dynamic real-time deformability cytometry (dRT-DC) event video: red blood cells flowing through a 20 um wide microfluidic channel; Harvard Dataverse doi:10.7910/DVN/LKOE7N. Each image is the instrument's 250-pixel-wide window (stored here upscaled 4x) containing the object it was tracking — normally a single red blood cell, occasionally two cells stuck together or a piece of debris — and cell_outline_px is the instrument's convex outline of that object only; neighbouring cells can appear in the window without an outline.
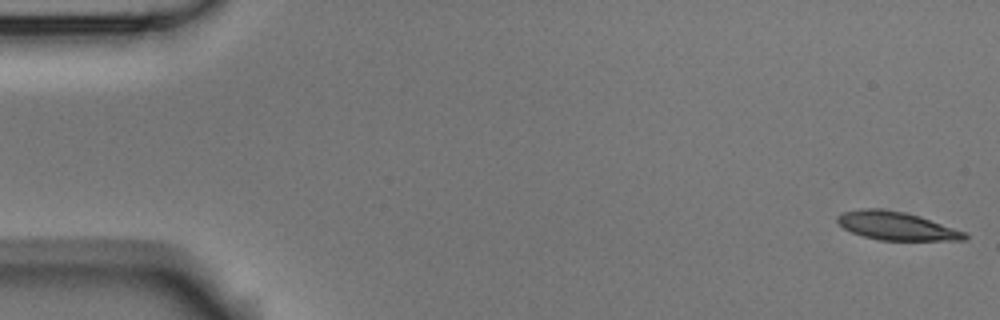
{"species": "Egyptian fruit bat (a non-hibernating species)", "species_latin": "Rousettus aegyptiacus", "temperature_condition": "room temperature", "stored_images_in_passage": 3, "camera_frame_rate_fps": 3000, "um_per_image_px": 0.085, "animal": {"sex": "male"}, "frame": {"image": 1, "passage_image": 1, "time_ms": 0.0, "image_size_px": [1000, 320], "cell_outline_px": [[968, 236], [964, 240], [880, 240], [864, 236], [852, 232], [844, 228], [836, 220], [836, 216], [844, 212], [860, 208], [880, 208], [904, 212], [920, 216], [968, 232]], "centroid_in_image_um": [76.22, 19.19], "position_along_channel_um": 8.8, "area_um2": 21.04}}